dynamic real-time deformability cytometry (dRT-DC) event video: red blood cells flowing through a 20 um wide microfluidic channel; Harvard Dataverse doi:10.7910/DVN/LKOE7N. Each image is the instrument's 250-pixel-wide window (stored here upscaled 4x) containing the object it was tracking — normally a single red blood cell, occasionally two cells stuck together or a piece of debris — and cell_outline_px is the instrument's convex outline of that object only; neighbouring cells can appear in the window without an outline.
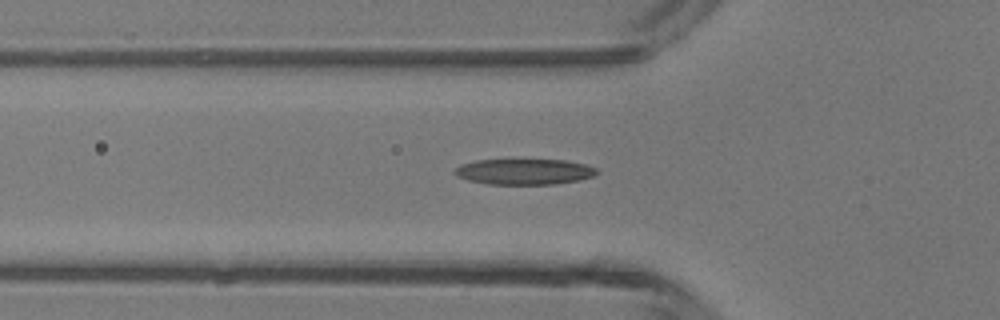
{"species": "common noctule bat (a hibernating species)", "species_latin": "Nyctalus noctula", "temperature_condition": "room temperature", "stored_images_in_passage": 35, "segment_of_instrument_passage": [1, 2], "camera_frame_rate_fps": 3000, "um_per_image_px": 0.085, "animal": {"sex": "male", "body_mass_g": 13.3}, "frame": {"image": 1, "passage_image": 3, "time_ms": 0.667, "image_size_px": [1000, 320], "cell_outline_px": [[600, 172], [596, 176], [580, 180], [556, 184], [488, 184], [468, 180], [456, 176], [452, 172], [460, 164], [476, 160], [564, 160], [584, 164], [596, 168]], "centroid_in_image_um": [44.58, 14.6], "position_along_channel_um": 81.2, "area_um2": 21.44}}
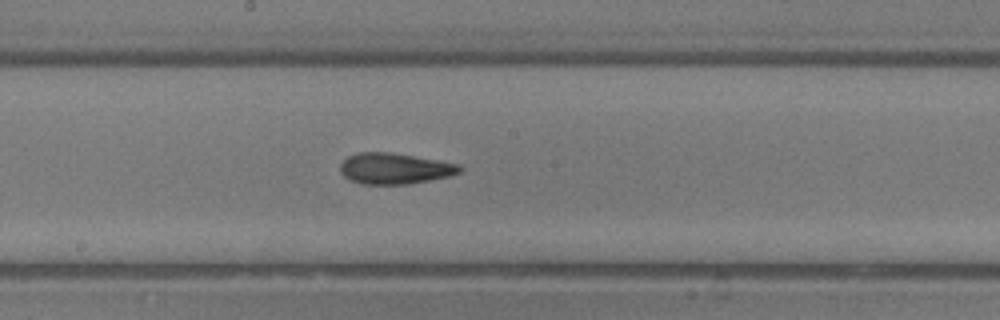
{"frame": {"image": 2, "passage_image": 12, "time_ms": 3.667, "image_size_px": [1000, 320], "cell_outline_px": [[464, 168], [460, 172], [448, 176], [408, 184], [360, 184], [348, 180], [340, 172], [340, 164], [348, 156], [356, 152], [388, 152], [460, 164]], "centroid_in_image_um": [33.5, 14.33], "position_along_channel_um": 214.7, "area_um2": 21.5}}
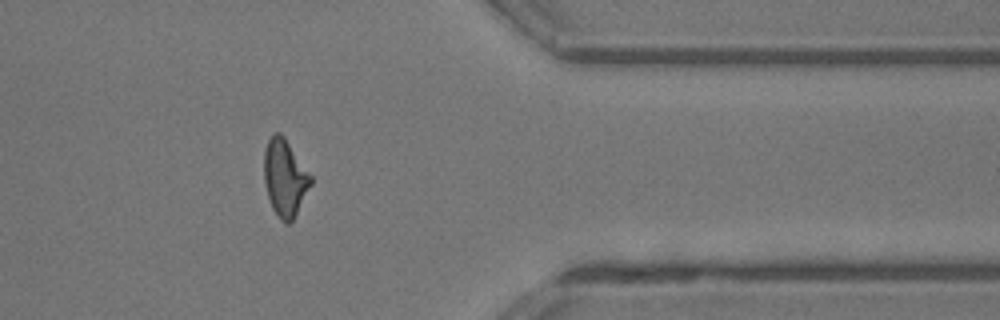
{"frame": {"image": 3, "passage_image": 25, "time_ms": 8.0, "image_size_px": [1000, 320], "cell_outline_px": [[312, 184], [292, 220], [288, 224], [280, 220], [272, 208], [264, 184], [264, 152], [268, 140], [276, 132], [280, 132], [284, 136], [312, 176]], "centroid_in_image_um": [24.21, 15.11], "position_along_channel_um": 387.2, "area_um2": 20.81}}